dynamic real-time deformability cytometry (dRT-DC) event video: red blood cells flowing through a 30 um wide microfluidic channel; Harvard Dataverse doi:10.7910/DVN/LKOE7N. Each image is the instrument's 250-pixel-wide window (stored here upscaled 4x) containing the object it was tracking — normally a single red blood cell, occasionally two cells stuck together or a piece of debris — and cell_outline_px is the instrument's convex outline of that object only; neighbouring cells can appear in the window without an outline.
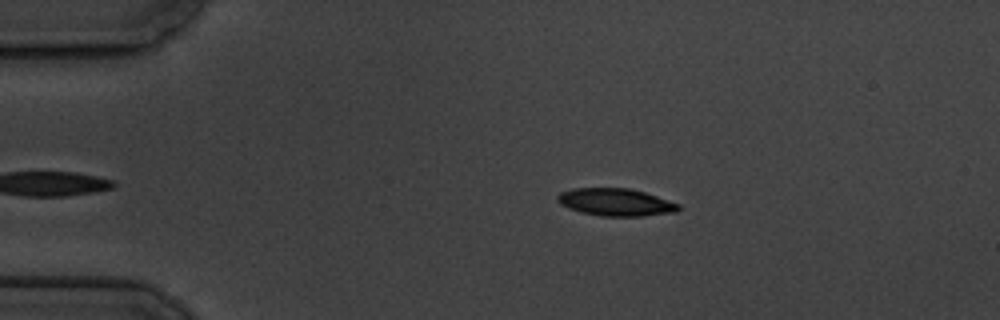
{"species": "common noctule bat (a hibernating species)", "species_latin": "Nyctalus noctula", "temperature_condition": "cold", "stored_images_in_passage": 3, "camera_frame_rate_fps": 3000, "um_per_image_px": 0.085, "animal": {"sex": "male", "body_mass_g": 19.5, "forearm_length_mm": 54.6}, "frame": {"image": 1, "passage_image": 1, "time_ms": 0.0, "image_size_px": [1000, 320], "cell_outline_px": [[680, 208], [676, 212], [640, 216], [600, 216], [580, 212], [568, 208], [560, 204], [556, 200], [556, 196], [560, 192], [572, 188], [628, 188], [644, 192], [680, 204]], "centroid_in_image_um": [52.29, 17.18], "position_along_channel_um": 32.7, "area_um2": 19.42}}